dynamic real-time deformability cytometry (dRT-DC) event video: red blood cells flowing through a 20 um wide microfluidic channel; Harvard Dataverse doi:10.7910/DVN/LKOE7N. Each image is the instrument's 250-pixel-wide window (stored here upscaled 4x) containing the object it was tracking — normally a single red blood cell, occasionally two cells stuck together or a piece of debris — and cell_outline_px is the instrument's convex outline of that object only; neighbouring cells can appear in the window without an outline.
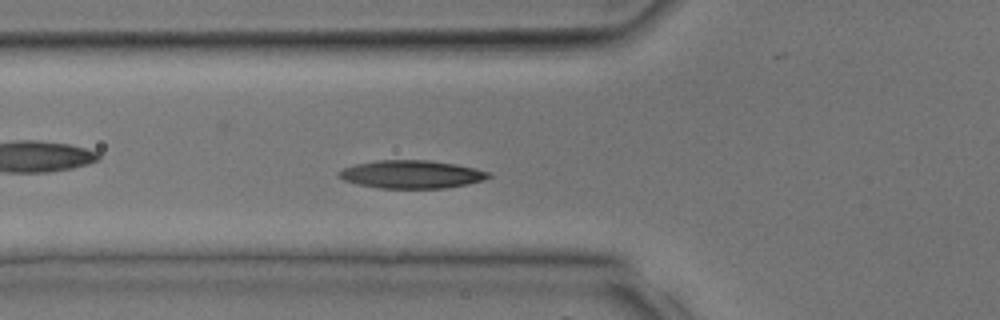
{"species": "common noctule bat (a hibernating species)", "species_latin": "Nyctalus noctula", "temperature_condition": "room temperature", "stored_images_in_passage": 32, "camera_frame_rate_fps": 3000, "um_per_image_px": 0.085, "animal": {"sex": "male", "body_mass_g": 17.9, "forearm_length_mm": 54.2}, "frame": {"image": 1, "passage_image": 10, "time_ms": 3.0, "image_size_px": [1000, 320], "cell_outline_px": [[492, 176], [484, 180], [468, 184], [444, 188], [380, 188], [356, 184], [344, 180], [336, 172], [344, 168], [356, 164], [376, 160], [428, 160], [456, 164], [476, 168], [488, 172]], "centroid_in_image_um": [34.99, 14.81], "position_along_channel_um": 90.8, "area_um2": 24.45}}
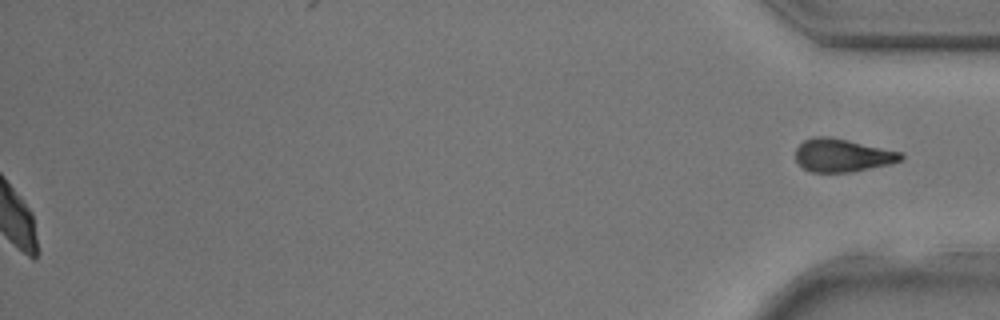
{"frame": {"image": 2, "passage_image": 32, "time_ms": 10.333, "image_size_px": [1000, 320], "cell_outline_px": [[904, 156], [900, 160], [888, 164], [852, 172], [812, 172], [804, 168], [796, 160], [796, 148], [804, 140], [812, 136], [832, 136], [900, 152]], "centroid_in_image_um": [71.56, 13.19], "position_along_channel_um": 363.6, "area_um2": 20.17}}